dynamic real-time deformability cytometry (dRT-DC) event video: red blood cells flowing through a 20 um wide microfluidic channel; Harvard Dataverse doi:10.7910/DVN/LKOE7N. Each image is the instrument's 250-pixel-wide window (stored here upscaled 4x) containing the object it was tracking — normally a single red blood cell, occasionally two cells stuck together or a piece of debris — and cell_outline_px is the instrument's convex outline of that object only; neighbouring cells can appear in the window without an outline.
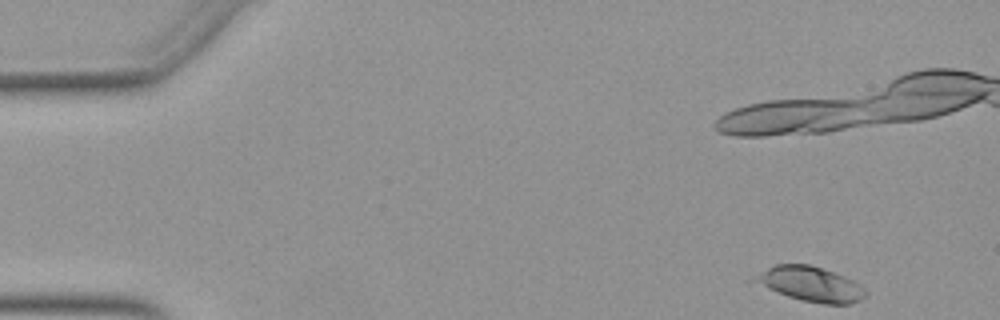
{"species": "Egyptian fruit bat (a non-hibernating species)", "species_latin": "Rousettus aegyptiacus", "temperature_condition": "warm", "stored_images_in_passage": 16, "camera_frame_rate_fps": 3000, "um_per_image_px": 0.085, "animal": {"sex": "female"}, "frame": {"image": 1, "passage_image": 1, "time_ms": 0.0, "image_size_px": [1000, 320], "cell_outline_px": [[868, 292], [860, 300], [852, 304], [824, 304], [800, 300], [744, 284], [748, 280], [760, 272], [776, 264], [808, 264], [856, 280]], "centroid_in_image_um": [68.74, 24.16], "position_along_channel_um": 16.3, "area_um2": 23.35}}